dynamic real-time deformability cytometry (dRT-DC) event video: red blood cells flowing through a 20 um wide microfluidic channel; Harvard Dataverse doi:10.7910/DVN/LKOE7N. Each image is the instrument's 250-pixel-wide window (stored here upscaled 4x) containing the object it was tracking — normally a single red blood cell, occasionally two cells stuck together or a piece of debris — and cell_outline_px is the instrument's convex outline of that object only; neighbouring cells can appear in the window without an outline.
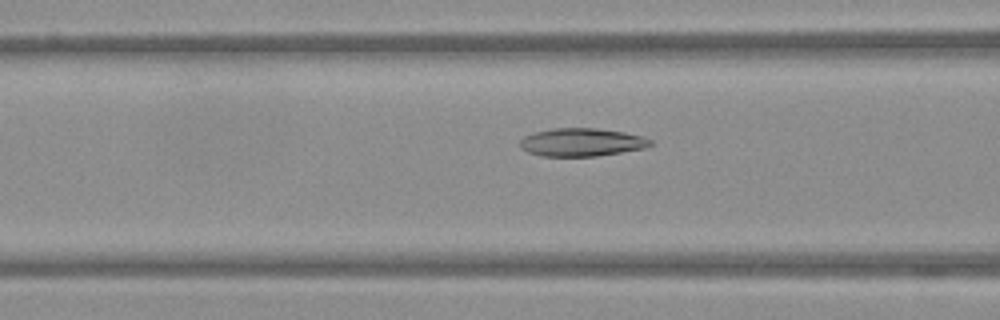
{"species": "Egyptian fruit bat (a non-hibernating species)", "species_latin": "Rousettus aegyptiacus", "temperature_condition": "warm", "stored_images_in_passage": 55, "camera_frame_rate_fps": 3000, "um_per_image_px": 0.085, "frame": {"image": 1, "passage_image": 22, "time_ms": 7.0, "image_size_px": [1000, 320], "cell_outline_px": [[652, 144], [644, 148], [596, 156], [540, 156], [528, 152], [520, 148], [520, 140], [524, 136], [532, 132], [552, 128], [596, 128], [624, 132], [640, 136], [652, 140]], "centroid_in_image_um": [49.38, 12.08], "position_along_channel_um": 117.2, "area_um2": 21.33}}
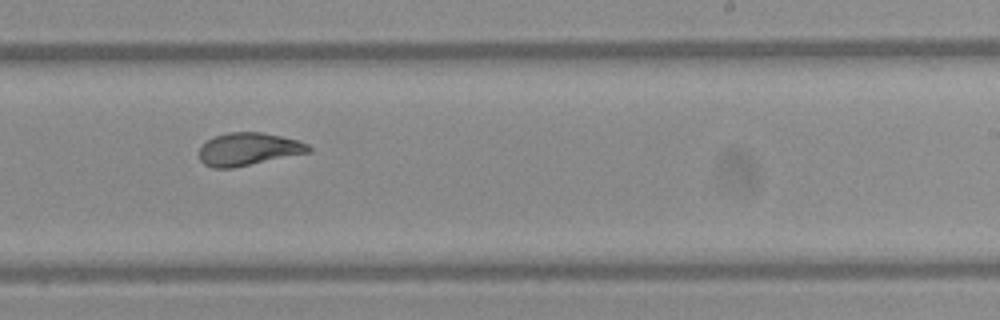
{"frame": {"image": 2, "passage_image": 34, "time_ms": 11.0, "image_size_px": [1000, 320], "cell_outline_px": [[312, 152], [232, 168], [212, 168], [204, 164], [200, 160], [200, 148], [208, 140], [216, 136], [228, 132], [260, 132], [300, 140], [308, 144], [312, 148]], "centroid_in_image_um": [21.16, 12.68], "position_along_channel_um": 267.8, "area_um2": 20.87}}
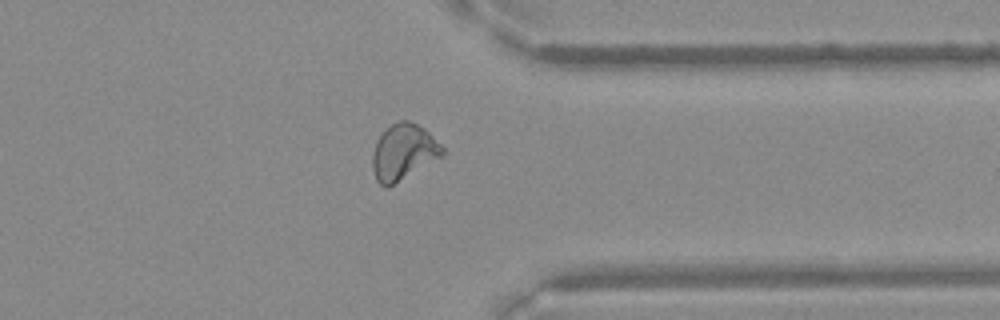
{"frame": {"image": 3, "passage_image": 43, "time_ms": 14.0, "image_size_px": [1000, 320], "cell_outline_px": [[448, 152], [444, 156], [388, 188], [384, 188], [376, 180], [372, 168], [372, 156], [376, 140], [392, 124], [400, 120], [408, 120], [424, 128]], "centroid_in_image_um": [34.31, 12.96], "position_along_channel_um": 377.1, "area_um2": 23.0}}